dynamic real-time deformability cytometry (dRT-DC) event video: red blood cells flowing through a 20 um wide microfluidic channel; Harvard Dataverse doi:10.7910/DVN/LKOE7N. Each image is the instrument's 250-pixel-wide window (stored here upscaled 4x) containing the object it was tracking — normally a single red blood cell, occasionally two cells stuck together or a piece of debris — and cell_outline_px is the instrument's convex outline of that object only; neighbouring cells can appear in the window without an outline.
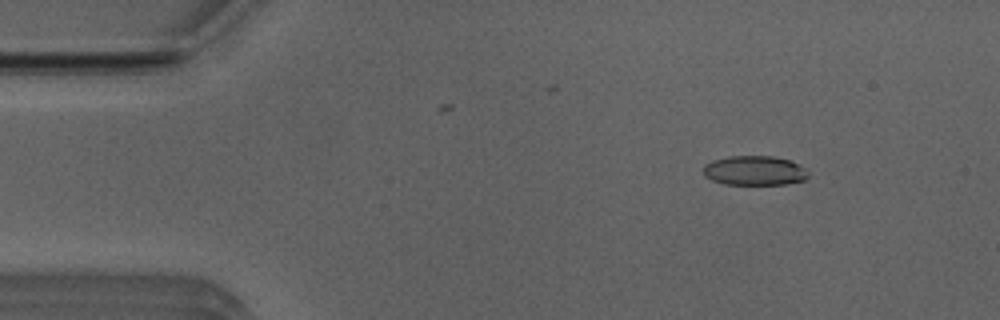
{"species": "Egyptian fruit bat (a non-hibernating species)", "species_latin": "Rousettus aegyptiacus", "temperature_condition": "room temperature", "stored_images_in_passage": 52, "camera_frame_rate_fps": 3000, "um_per_image_px": 0.085, "animal": {"sex": "male"}, "frame": {"image": 1, "passage_image": 7, "time_ms": 2.0, "image_size_px": [1000, 320], "cell_outline_px": [[808, 176], [804, 180], [788, 184], [724, 184], [712, 180], [704, 176], [704, 164], [712, 160], [728, 156], [772, 156], [788, 160], [804, 168], [808, 172]], "centroid_in_image_um": [64.1, 14.5], "position_along_channel_um": 20.9, "area_um2": 17.98}}
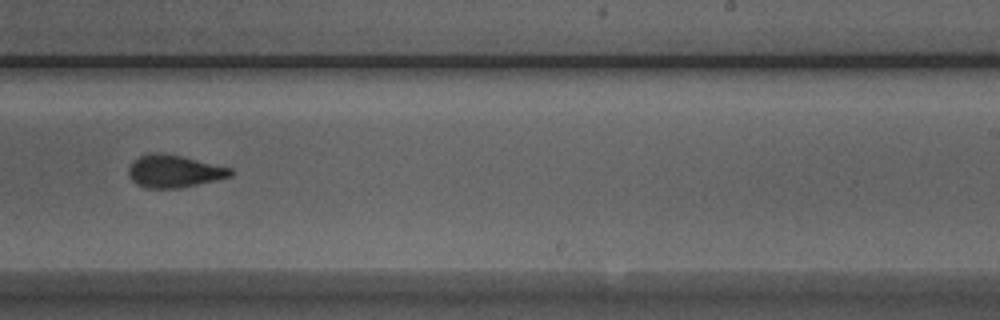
{"frame": {"image": 2, "passage_image": 32, "time_ms": 10.333, "image_size_px": [1000, 320], "cell_outline_px": [[232, 176], [180, 188], [144, 188], [136, 184], [128, 176], [128, 168], [132, 160], [140, 156], [152, 152], [160, 152], [180, 156], [232, 168]], "centroid_in_image_um": [14.74, 14.55], "position_along_channel_um": 274.3, "area_um2": 19.31}}
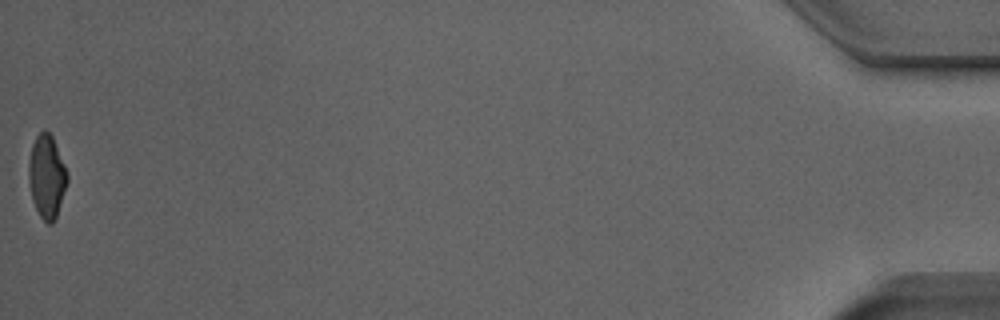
{"frame": {"image": 3, "passage_image": 52, "time_ms": 17.0, "image_size_px": [1000, 320], "cell_outline_px": [[68, 180], [56, 216], [52, 224], [48, 224], [40, 216], [32, 200], [28, 180], [28, 164], [32, 144], [36, 136], [44, 128], [52, 136], [64, 164], [68, 176]], "centroid_in_image_um": [3.95, 14.98], "position_along_channel_um": 431.2, "area_um2": 18.55}, "authors_computed_cell_mechanics": {"area_um2": 19.2474, "velocity_mm_per_s": 3.9607, "shape_relaxation_time_tau1_ms": 4.8001, "shape_relaxation_time_tau2_ms": 1.6883, "deformation_change_tau1": 0.1455, "deformation_change_tau2": 0.083}}